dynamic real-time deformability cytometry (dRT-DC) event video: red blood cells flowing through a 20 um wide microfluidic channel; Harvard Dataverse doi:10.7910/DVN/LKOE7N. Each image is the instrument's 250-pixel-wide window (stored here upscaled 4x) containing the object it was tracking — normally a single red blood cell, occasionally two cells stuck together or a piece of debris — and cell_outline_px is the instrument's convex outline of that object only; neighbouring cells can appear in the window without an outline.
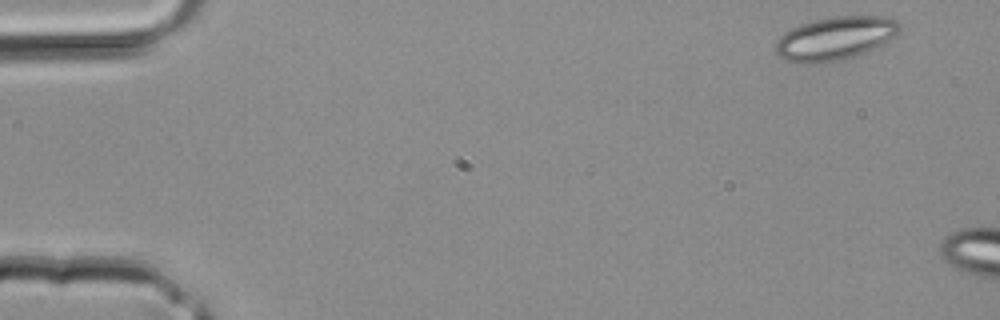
{"species": "common noctule bat (a hibernating species)", "species_latin": "Nyctalus noctula", "temperature_condition": "room temperature", "stored_images_in_passage": 5, "camera_frame_rate_fps": 3000, "um_per_image_px": 0.085, "animal": {"sex": "male", "body_mass_g": 20.4}, "frame": {"image": 1, "passage_image": 1, "time_ms": 0.0, "image_size_px": [1000, 320], "cell_outline_px": [[900, 32], [896, 36], [864, 52], [844, 60], [820, 64], [804, 64], [784, 60], [776, 52], [776, 40], [784, 32], [800, 24], [812, 20], [832, 16], [892, 16], [900, 24]], "centroid_in_image_um": [70.98, 3.26], "position_along_channel_um": 14.0, "area_um2": 31.67}}